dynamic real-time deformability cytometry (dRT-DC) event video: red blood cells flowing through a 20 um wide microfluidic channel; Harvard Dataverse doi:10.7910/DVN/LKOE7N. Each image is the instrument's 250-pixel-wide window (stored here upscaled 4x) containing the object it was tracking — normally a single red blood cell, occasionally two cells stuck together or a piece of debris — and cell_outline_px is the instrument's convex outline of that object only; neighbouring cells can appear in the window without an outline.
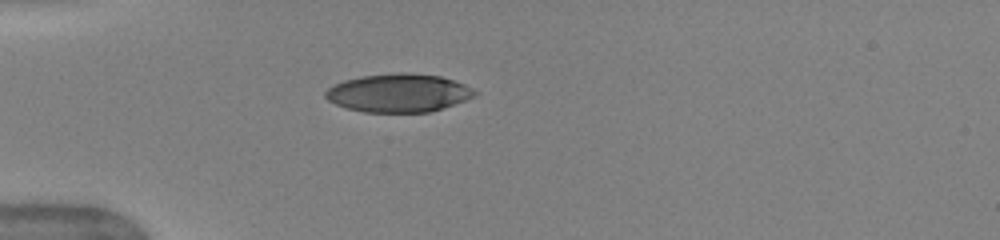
{"species": "human", "species_latin": "Homo sapiens", "temperature_condition": "warm", "stored_images_in_passage": 36, "camera_frame_rate_fps": 3000, "um_per_image_px": 0.085, "donor": {"sex": "female"}, "frame": {"image": 1, "passage_image": 1, "time_ms": 0.0, "image_size_px": [1000, 240], "cell_outline_px": [[480, 92], [464, 100], [428, 112], [364, 112], [348, 108], [336, 104], [328, 100], [324, 96], [324, 92], [332, 84], [344, 80], [360, 76], [400, 72], [408, 72], [440, 76], [464, 84]], "centroid_in_image_um": [33.83, 7.88], "position_along_channel_um": 51.2, "area_um2": 33.18}, "authors_computed_cell_mechanics": {"area_um2": 34.8534, "velocity_mm_per_s": 4.0436, "shape_relaxation_time_tau1_ms": 3.9662, "shape_relaxation_time_tau2_ms": null, "deformation_change_tau1": 0.2006, "deformation_change_tau2": null}}